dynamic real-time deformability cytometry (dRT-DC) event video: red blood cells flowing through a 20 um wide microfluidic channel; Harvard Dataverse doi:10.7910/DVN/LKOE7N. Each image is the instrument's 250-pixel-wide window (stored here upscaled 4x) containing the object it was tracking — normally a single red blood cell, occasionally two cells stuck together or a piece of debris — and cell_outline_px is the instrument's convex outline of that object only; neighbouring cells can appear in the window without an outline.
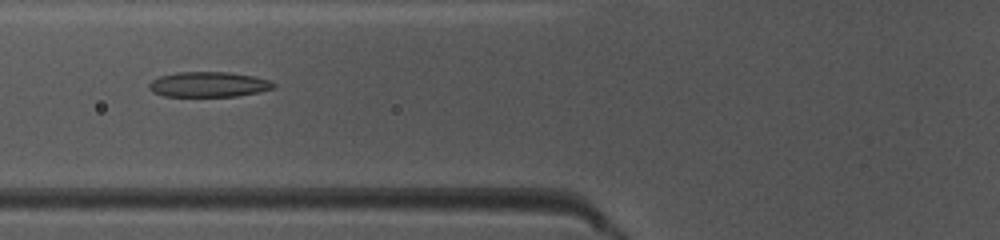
{"species": "common noctule bat (a hibernating species)", "species_latin": "Nyctalus noctula", "temperature_condition": "warm", "stored_images_in_passage": 49, "camera_frame_rate_fps": 3000, "um_per_image_px": 0.085, "animal": {"sex": "female", "body_mass_g": 10.0, "forearm_length_mm": 53.1}, "frame": {"image": 1, "passage_image": 19, "time_ms": 6.0, "image_size_px": [1000, 240], "cell_outline_px": [[276, 88], [260, 92], [236, 96], [164, 96], [152, 92], [148, 88], [148, 84], [152, 80], [160, 76], [176, 72], [228, 72], [252, 76], [268, 80], [276, 84]], "centroid_in_image_um": [17.72, 7.18], "position_along_channel_um": 108.1, "area_um2": 18.32}}
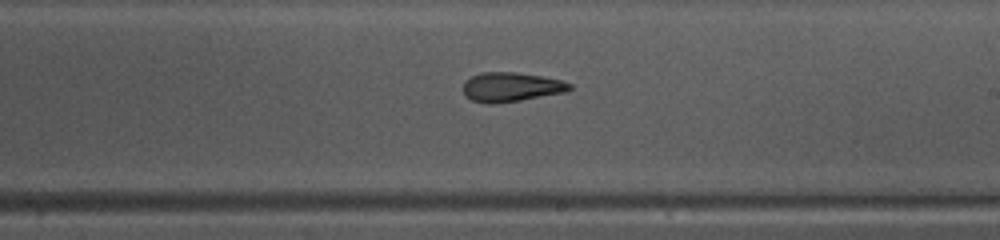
{"frame": {"image": 2, "passage_image": 29, "time_ms": 9.333, "image_size_px": [1000, 240], "cell_outline_px": [[572, 88], [568, 92], [520, 100], [488, 104], [472, 100], [464, 96], [464, 80], [480, 72], [516, 72], [540, 76], [560, 80], [572, 84]], "centroid_in_image_um": [43.44, 7.39], "position_along_channel_um": 245.6, "area_um2": 18.21}}
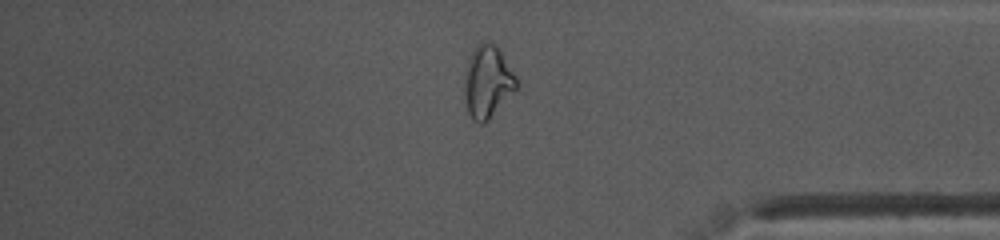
{"frame": {"image": 3, "passage_image": 41, "time_ms": 13.333, "image_size_px": [1000, 240], "cell_outline_px": [[520, 88], [484, 124], [480, 124], [472, 120], [468, 112], [464, 92], [464, 84], [468, 64], [472, 48], [480, 40], [488, 40], [496, 44], [516, 76]], "centroid_in_image_um": [41.48, 6.94], "position_along_channel_um": 393.7, "area_um2": 22.43}, "authors_computed_cell_mechanics": {"area_um2": 19.1318, "velocity_mm_per_s": 4.1037, "shape_relaxation_time_tau1_ms": 5.5711, "shape_relaxation_time_tau2_ms": 1.9209, "deformation_change_tau1": 0.1832, "deformation_change_tau2": 0.1112}}